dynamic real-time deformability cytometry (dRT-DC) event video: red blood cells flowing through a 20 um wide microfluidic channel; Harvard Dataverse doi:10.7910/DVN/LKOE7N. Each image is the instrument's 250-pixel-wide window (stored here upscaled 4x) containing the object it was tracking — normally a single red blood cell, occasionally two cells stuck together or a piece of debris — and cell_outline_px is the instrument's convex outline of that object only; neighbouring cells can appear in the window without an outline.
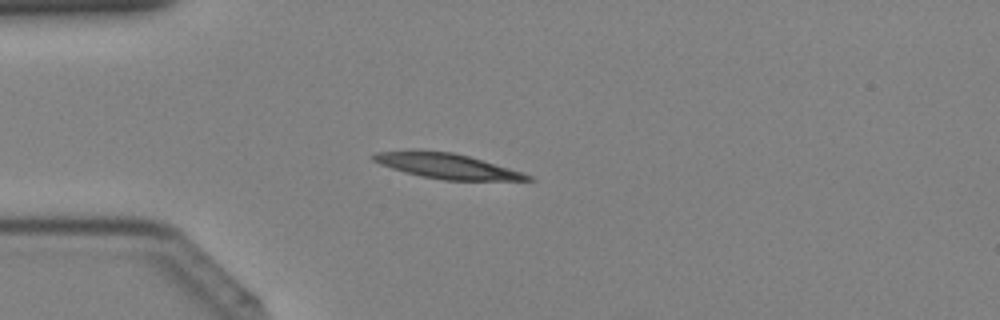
{"species": "Egyptian fruit bat (a non-hibernating species)", "species_latin": "Rousettus aegyptiacus", "temperature_condition": "cold", "stored_images_in_passage": 33, "camera_frame_rate_fps": 3000, "um_per_image_px": 0.085, "animal": {"sex": "female"}, "frame": {"image": 1, "passage_image": 3, "time_ms": 0.667, "image_size_px": [1000, 320], "cell_outline_px": [[536, 180], [444, 180], [420, 176], [404, 172], [380, 164], [372, 160], [372, 156], [376, 152], [412, 148], [416, 148], [452, 152], [468, 156], [508, 168], [532, 176]], "centroid_in_image_um": [37.87, 14.08], "position_along_channel_um": 47.1, "area_um2": 22.77}}
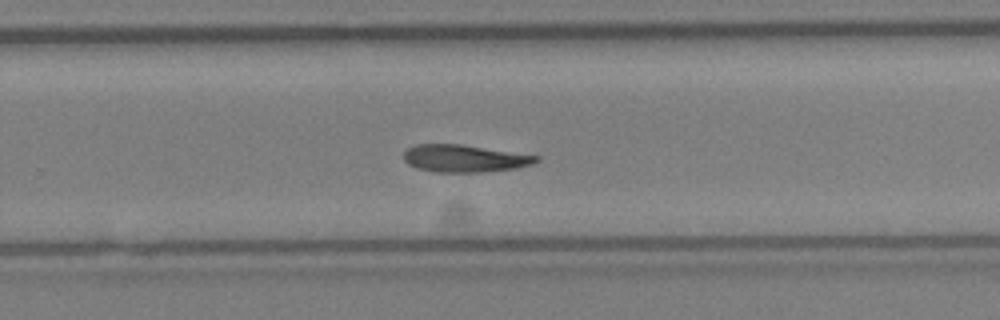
{"frame": {"image": 2, "passage_image": 19, "time_ms": 6.0, "image_size_px": [1000, 320], "cell_outline_px": [[540, 160], [532, 164], [516, 168], [484, 172], [432, 172], [416, 168], [408, 164], [404, 160], [404, 152], [408, 148], [416, 144], [460, 144], [540, 156]], "centroid_in_image_um": [39.47, 13.47], "position_along_channel_um": 290.3, "area_um2": 21.15}}
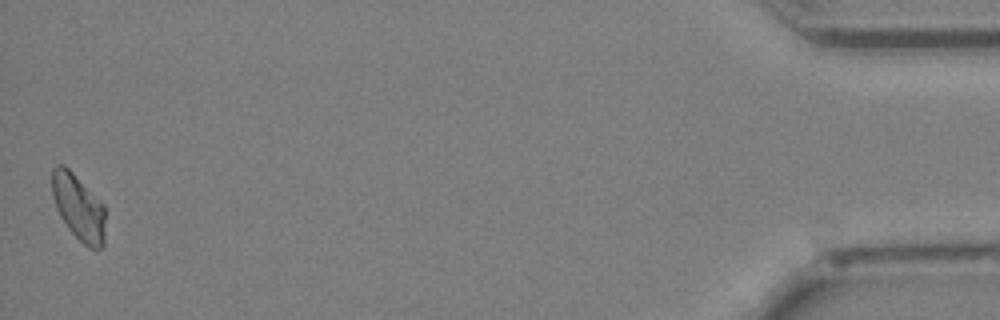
{"frame": {"image": 3, "passage_image": 33, "time_ms": 10.667, "image_size_px": [1000, 320], "cell_outline_px": [[104, 248], [88, 248], [68, 228], [60, 216], [56, 208], [52, 196], [52, 168], [56, 164], [64, 164], [104, 204]], "centroid_in_image_um": [6.66, 17.61], "position_along_channel_um": 428.5, "area_um2": 20.4}}